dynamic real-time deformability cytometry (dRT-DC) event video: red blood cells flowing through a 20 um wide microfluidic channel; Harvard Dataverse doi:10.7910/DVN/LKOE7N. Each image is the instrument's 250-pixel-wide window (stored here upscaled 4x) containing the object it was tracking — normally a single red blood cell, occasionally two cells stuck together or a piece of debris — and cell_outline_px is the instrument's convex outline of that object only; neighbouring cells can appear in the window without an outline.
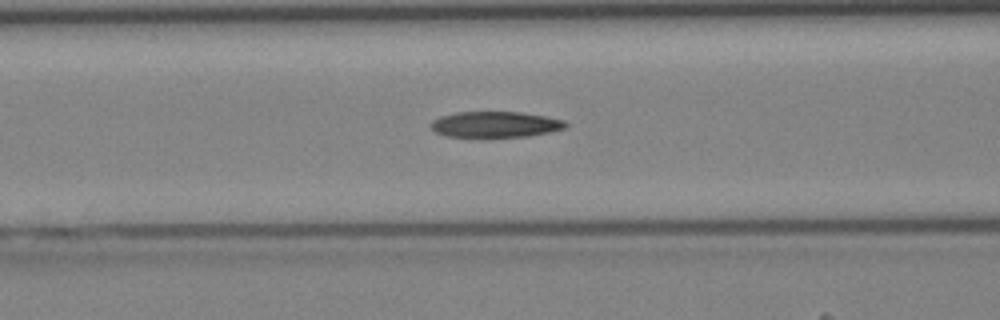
{"species": "Egyptian fruit bat (a non-hibernating species)", "species_latin": "Rousettus aegyptiacus", "temperature_condition": "cold", "stored_images_in_passage": 32, "camera_frame_rate_fps": 3000, "um_per_image_px": 0.085, "animal": {"sex": "female"}, "frame": {"image": 1, "passage_image": 11, "time_ms": 3.333, "image_size_px": [1000, 320], "cell_outline_px": [[568, 124], [564, 128], [548, 132], [528, 136], [448, 136], [436, 132], [428, 124], [432, 120], [440, 116], [456, 112], [520, 112], [544, 116], [564, 120]], "centroid_in_image_um": [42.07, 10.56], "position_along_channel_um": 124.5, "area_um2": 20.0}}
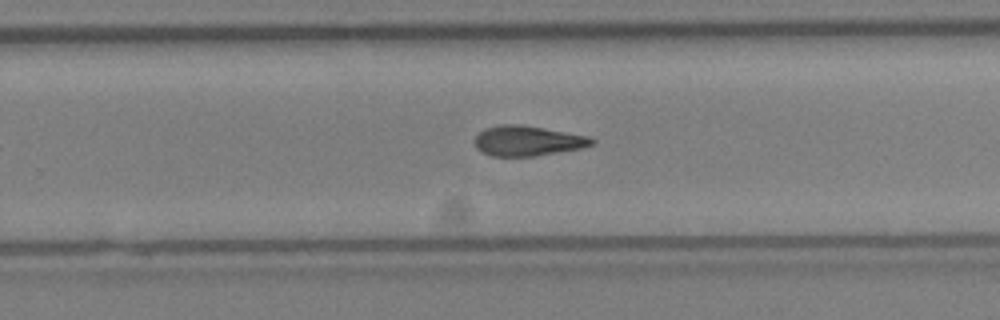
{"frame": {"image": 2, "passage_image": 21, "time_ms": 6.667, "image_size_px": [1000, 320], "cell_outline_px": [[596, 144], [584, 148], [532, 156], [492, 156], [480, 152], [476, 148], [476, 136], [484, 128], [500, 124], [520, 124], [592, 136], [596, 140]], "centroid_in_image_um": [44.9, 11.96], "position_along_channel_um": 284.9, "area_um2": 20.81}}
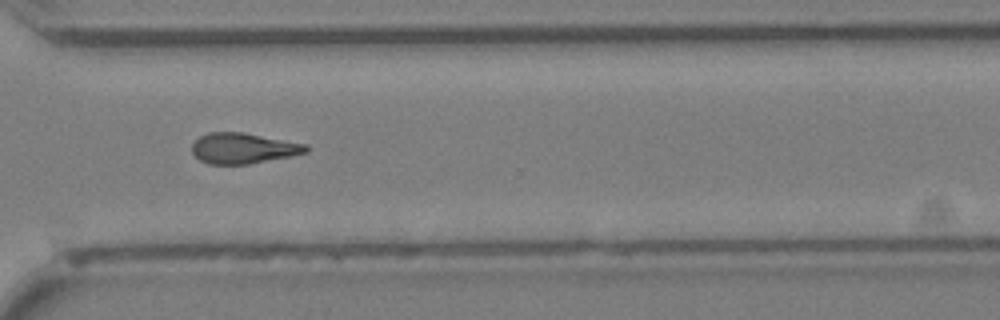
{"frame": {"image": 3, "passage_image": 25, "time_ms": 8.0, "image_size_px": [1000, 320], "cell_outline_px": [[308, 152], [292, 156], [248, 164], [208, 164], [200, 160], [192, 152], [192, 144], [200, 136], [208, 132], [244, 132], [308, 144]], "centroid_in_image_um": [20.7, 12.6], "position_along_channel_um": 349.9, "area_um2": 20.46}}